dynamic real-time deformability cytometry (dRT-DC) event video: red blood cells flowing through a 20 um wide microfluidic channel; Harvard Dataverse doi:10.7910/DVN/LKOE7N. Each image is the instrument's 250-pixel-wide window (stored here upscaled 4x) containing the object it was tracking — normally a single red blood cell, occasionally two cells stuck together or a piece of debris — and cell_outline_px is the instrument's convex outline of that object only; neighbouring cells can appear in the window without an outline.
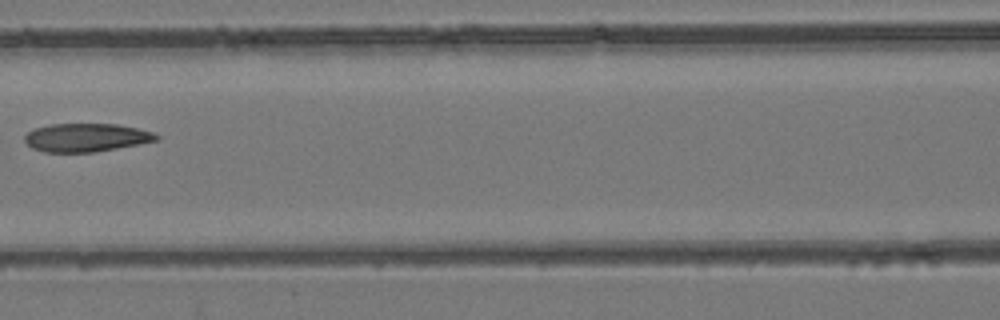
{"species": "common noctule bat (a hibernating species)", "species_latin": "Nyctalus noctula", "temperature_condition": "room temperature", "stored_images_in_passage": 7, "camera_frame_rate_fps": 3000, "um_per_image_px": 0.085, "animal": {"sex": "female", "body_mass_g": 24.6, "forearm_length_mm": 56.2}, "frame": {"image": 1, "passage_image": 6, "time_ms": 1.667, "image_size_px": [1000, 320], "cell_outline_px": [[160, 140], [140, 144], [92, 152], [44, 152], [32, 148], [24, 140], [24, 136], [28, 132], [36, 128], [48, 124], [116, 124], [136, 128], [152, 132], [160, 136]], "centroid_in_image_um": [7.33, 11.69], "position_along_channel_um": 159.3, "area_um2": 21.68}}
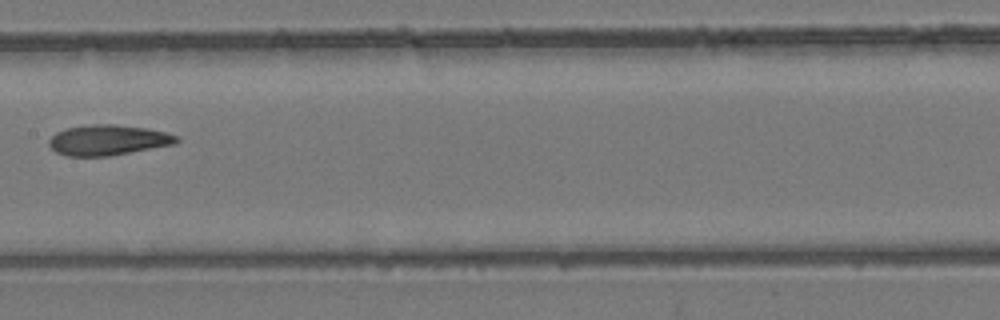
{"frame": {"image": 2, "passage_image": 7, "time_ms": 2.0, "image_size_px": [1000, 320], "cell_outline_px": [[180, 140], [176, 144], [108, 156], [68, 156], [56, 152], [48, 144], [48, 140], [56, 132], [64, 128], [92, 124], [116, 124], [144, 128], [164, 132], [180, 136]], "centroid_in_image_um": [9.18, 11.9], "position_along_channel_um": 198.2, "area_um2": 22.66}}